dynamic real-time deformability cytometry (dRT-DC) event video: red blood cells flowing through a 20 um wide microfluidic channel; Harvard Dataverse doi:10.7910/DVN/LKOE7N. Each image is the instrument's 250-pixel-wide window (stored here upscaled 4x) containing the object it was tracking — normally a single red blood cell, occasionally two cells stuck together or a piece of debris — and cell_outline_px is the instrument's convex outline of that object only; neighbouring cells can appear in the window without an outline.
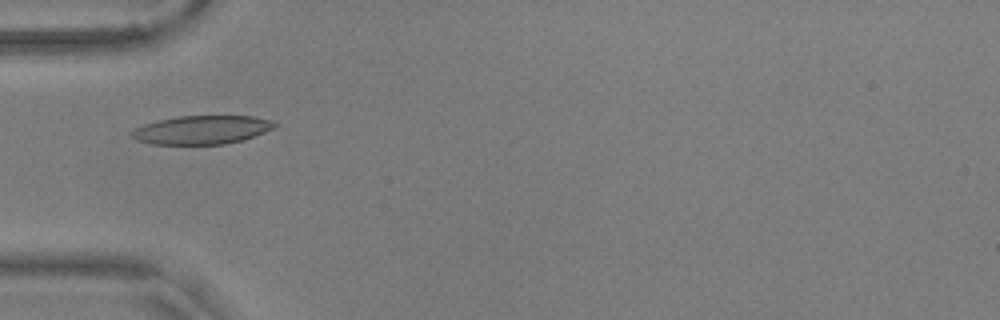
{"species": "common noctule bat (a hibernating species)", "species_latin": "Nyctalus noctula", "temperature_condition": "warm", "stored_images_in_passage": 51, "camera_frame_rate_fps": 3000, "um_per_image_px": 0.085, "animal": {"sex": "male", "body_mass_g": 17.9, "forearm_length_mm": 54.2}, "frame": {"image": 1, "passage_image": 13, "time_ms": 4.0, "image_size_px": [1000, 320], "cell_outline_px": [[276, 124], [272, 128], [264, 132], [244, 140], [224, 144], [152, 144], [136, 140], [132, 136], [132, 132], [136, 128], [144, 124], [156, 120], [180, 116], [252, 116], [268, 120]], "centroid_in_image_um": [17.12, 11.04], "position_along_channel_um": 67.9, "area_um2": 23.52}}
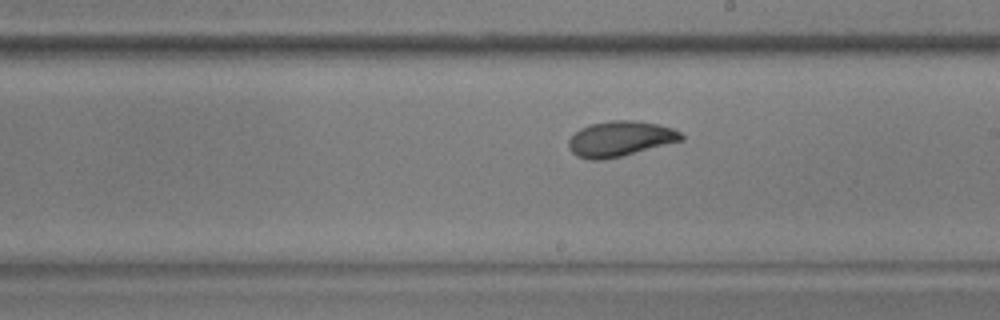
{"frame": {"image": 2, "passage_image": 27, "time_ms": 8.667, "image_size_px": [1000, 320], "cell_outline_px": [[684, 140], [620, 156], [600, 160], [592, 160], [576, 156], [568, 148], [568, 140], [580, 128], [588, 124], [612, 120], [632, 120], [656, 124], [672, 128], [680, 132], [684, 136]], "centroid_in_image_um": [52.69, 11.79], "position_along_channel_um": 236.3, "area_um2": 23.06}}
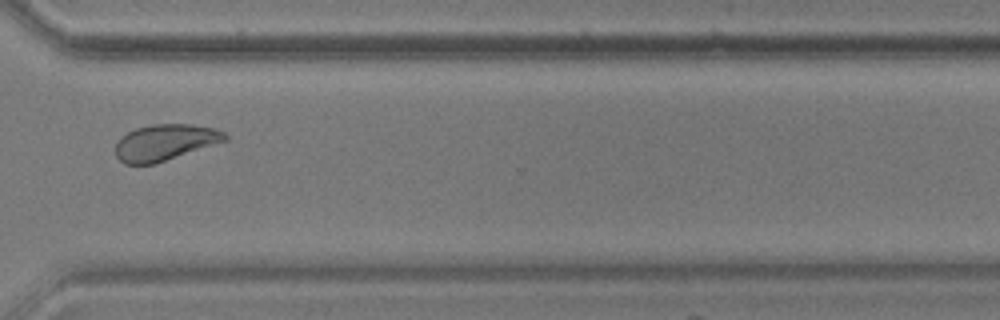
{"frame": {"image": 3, "passage_image": 37, "time_ms": 12.0, "image_size_px": [1000, 320], "cell_outline_px": [[228, 140], [152, 164], [124, 164], [116, 156], [116, 144], [120, 136], [136, 128], [152, 124], [192, 124], [212, 128], [224, 132], [228, 136]], "centroid_in_image_um": [14.0, 12.09], "position_along_channel_um": 356.6, "area_um2": 22.83}, "authors_computed_cell_mechanics": {"area_um2": 23.12, "velocity_mm_per_s": 3.6061, "shape_relaxation_time_tau1_ms": 3.5131, "shape_relaxation_time_tau2_ms": 2.178, "deformation_change_tau1": 0.1115, "deformation_change_tau2": 0.074}}